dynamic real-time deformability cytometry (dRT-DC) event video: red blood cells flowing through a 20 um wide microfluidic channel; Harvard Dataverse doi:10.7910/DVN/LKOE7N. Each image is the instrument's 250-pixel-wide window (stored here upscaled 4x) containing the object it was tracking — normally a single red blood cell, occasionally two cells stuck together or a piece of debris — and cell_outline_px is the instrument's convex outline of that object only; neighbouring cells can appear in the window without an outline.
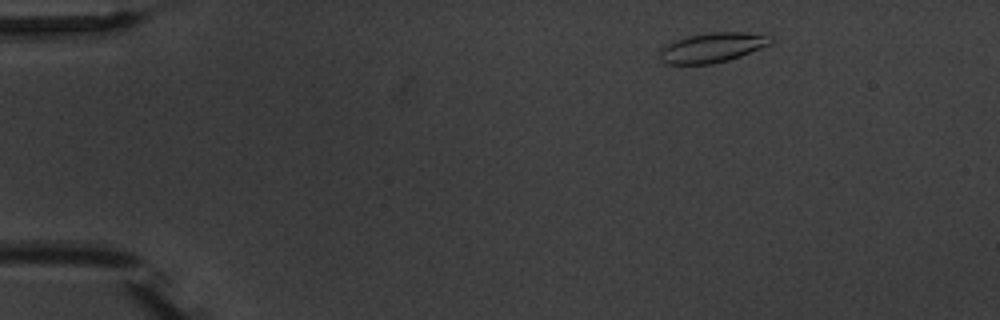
{"species": "common noctule bat (a hibernating species)", "species_latin": "Nyctalus noctula", "temperature_condition": "warm", "stored_images_in_passage": 8, "camera_frame_rate_fps": 3000, "um_per_image_px": 0.085, "animal": {"sex": "male", "body_mass_g": 20.1, "forearm_length_mm": 53.5}, "frame": {"image": 1, "passage_image": 1, "time_ms": 0.0, "image_size_px": [1000, 320], "cell_outline_px": [[772, 40], [768, 44], [740, 56], [728, 60], [712, 64], [664, 64], [660, 60], [660, 52], [668, 44], [676, 40], [688, 36], [712, 32], [744, 32], [772, 36]], "centroid_in_image_um": [60.52, 4.05], "position_along_channel_um": 24.5, "area_um2": 18.84}}
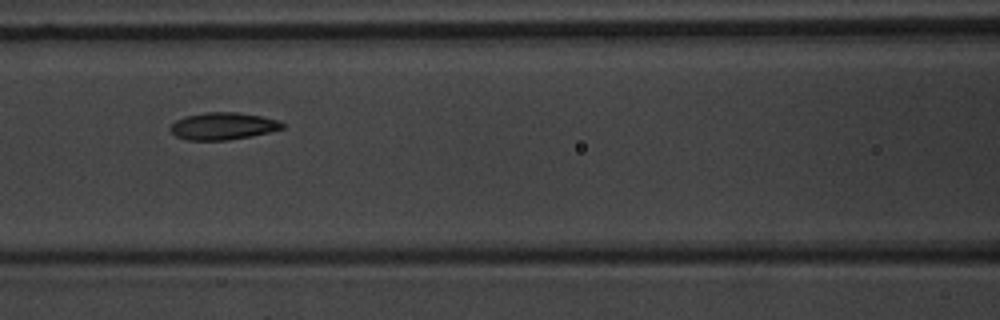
{"frame": {"image": 2, "passage_image": 6, "time_ms": 5.667, "image_size_px": [1000, 320], "cell_outline_px": [[284, 128], [252, 136], [228, 140], [188, 140], [176, 136], [168, 128], [176, 120], [188, 116], [208, 112], [236, 112], [260, 116], [280, 120], [284, 124]], "centroid_in_image_um": [18.97, 10.72], "position_along_channel_um": 147.6, "area_um2": 17.63}}
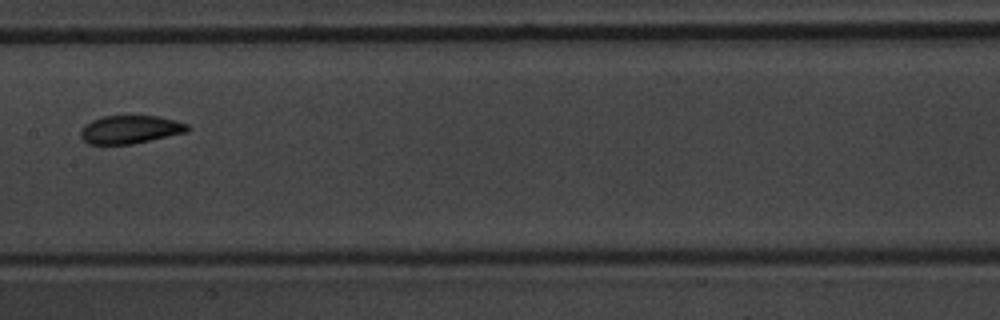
{"frame": {"image": 3, "passage_image": 7, "time_ms": 7.0, "image_size_px": [1000, 320], "cell_outline_px": [[192, 128], [188, 132], [132, 144], [88, 144], [80, 136], [80, 132], [84, 124], [92, 120], [104, 116], [156, 116], [176, 120], [188, 124]], "centroid_in_image_um": [11.09, 11.01], "position_along_channel_um": 196.3, "area_um2": 17.63}}